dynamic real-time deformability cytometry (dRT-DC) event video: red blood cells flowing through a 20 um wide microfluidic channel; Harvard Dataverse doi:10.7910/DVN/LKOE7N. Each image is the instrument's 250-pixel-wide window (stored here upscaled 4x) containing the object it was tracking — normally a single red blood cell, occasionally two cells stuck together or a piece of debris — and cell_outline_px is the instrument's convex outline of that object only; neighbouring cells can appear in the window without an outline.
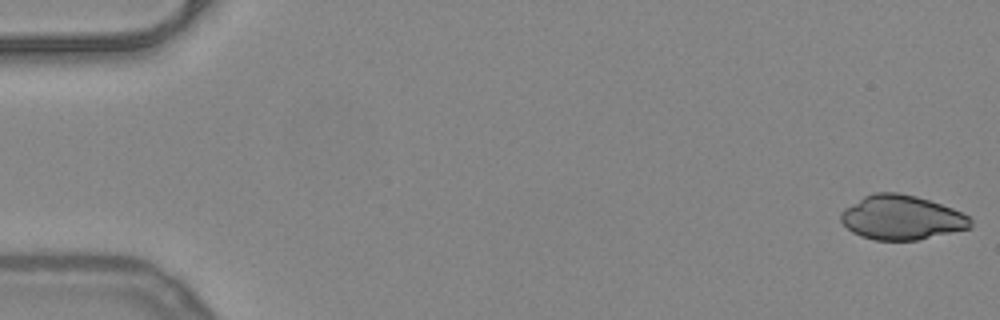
{"species": "common noctule bat (a hibernating species)", "species_latin": "Nyctalus noctula", "temperature_condition": "warm", "stored_images_in_passage": 51, "camera_frame_rate_fps": 3000, "um_per_image_px": 0.085, "animal": {"sex": "female", "body_mass_g": 24.6, "forearm_length_mm": 56.2}, "frame": {"image": 1, "passage_image": 1, "time_ms": 0.0, "image_size_px": [1000, 320], "cell_outline_px": [[972, 228], [916, 240], [876, 240], [860, 236], [852, 232], [840, 220], [840, 212], [844, 208], [864, 196], [872, 192], [896, 192], [916, 196], [952, 208], [968, 216], [972, 220]], "centroid_in_image_um": [76.62, 18.49], "position_along_channel_um": 8.4, "area_um2": 33.52}}